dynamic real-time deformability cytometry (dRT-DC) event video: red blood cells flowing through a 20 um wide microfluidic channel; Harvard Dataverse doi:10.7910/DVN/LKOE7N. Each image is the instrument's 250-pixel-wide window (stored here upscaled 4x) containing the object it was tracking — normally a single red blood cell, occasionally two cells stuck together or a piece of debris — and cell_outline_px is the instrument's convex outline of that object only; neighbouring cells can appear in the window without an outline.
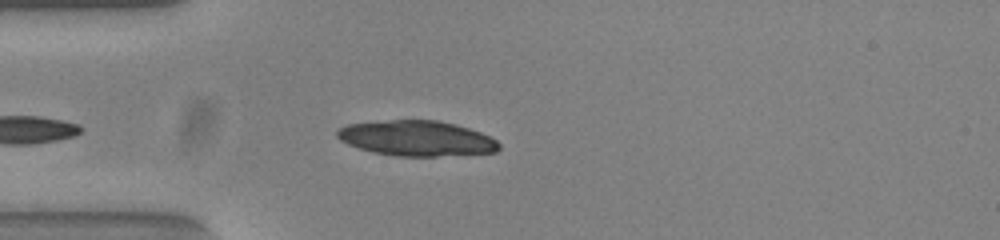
{"species": "common noctule bat (a hibernating species)", "species_latin": "Nyctalus noctula", "temperature_condition": "warm", "stored_images_in_passage": 22, "camera_frame_rate_fps": 3000, "um_per_image_px": 0.085, "animal": {"sex": "female", "body_mass_g": 23.0, "forearm_length_mm": 53.4}, "frame": {"image": 1, "passage_image": 4, "time_ms": 1.0, "image_size_px": [1000, 240], "cell_outline_px": [[500, 148], [496, 152], [436, 156], [396, 156], [372, 152], [348, 144], [340, 140], [336, 136], [336, 132], [340, 128], [348, 124], [392, 120], [436, 120], [456, 124], [480, 132], [496, 140], [500, 144]], "centroid_in_image_um": [35.42, 11.76], "position_along_channel_um": 49.6, "area_um2": 33.12}}